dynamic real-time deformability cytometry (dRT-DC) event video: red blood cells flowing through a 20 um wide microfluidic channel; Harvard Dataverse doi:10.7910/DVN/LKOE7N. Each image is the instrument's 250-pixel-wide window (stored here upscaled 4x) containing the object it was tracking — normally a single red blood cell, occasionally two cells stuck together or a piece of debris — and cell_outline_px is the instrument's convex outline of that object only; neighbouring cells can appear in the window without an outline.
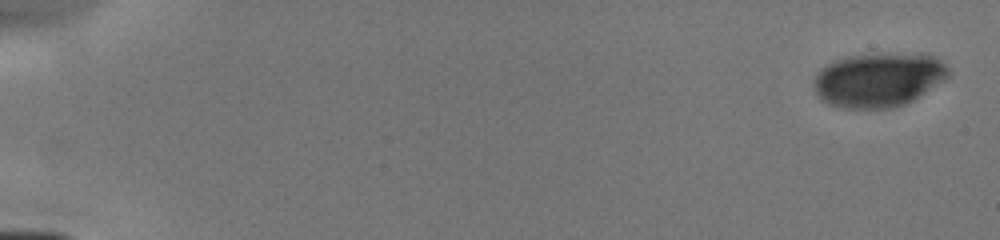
{"species": "human", "species_latin": "Homo sapiens", "temperature_condition": "cold", "stored_images_in_passage": 5, "camera_frame_rate_fps": 3000, "um_per_image_px": 0.085, "donor": {"sex": "male"}, "frame": {"image": 1, "passage_image": 1, "time_ms": 0.0, "image_size_px": [1000, 240], "cell_outline_px": [[952, 72], [944, 80], [912, 100], [904, 104], [892, 108], [840, 108], [828, 104], [820, 100], [816, 92], [816, 76], [828, 64], [836, 60], [848, 56], [920, 52], [924, 52], [940, 56]], "centroid_in_image_um": [74.77, 6.76], "position_along_channel_um": 10.2, "area_um2": 42.66}}
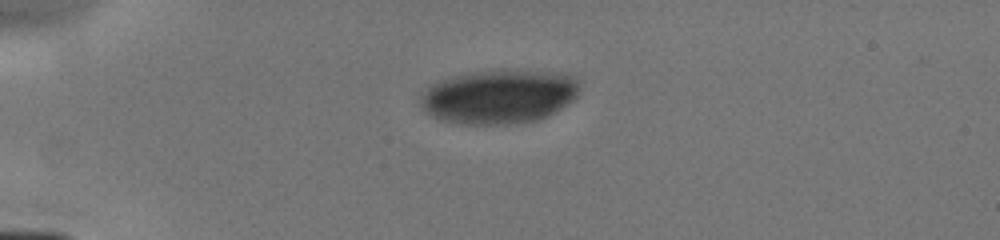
{"frame": {"image": 2, "passage_image": 4, "time_ms": 4.0, "image_size_px": [1000, 240], "cell_outline_px": [[580, 88], [576, 96], [572, 100], [548, 116], [536, 120], [508, 124], [456, 124], [432, 116], [420, 104], [420, 100], [428, 88], [432, 84], [456, 76], [480, 72], [552, 72], [576, 76]], "centroid_in_image_um": [42.45, 8.25], "position_along_channel_um": 42.5, "area_um2": 48.78}}